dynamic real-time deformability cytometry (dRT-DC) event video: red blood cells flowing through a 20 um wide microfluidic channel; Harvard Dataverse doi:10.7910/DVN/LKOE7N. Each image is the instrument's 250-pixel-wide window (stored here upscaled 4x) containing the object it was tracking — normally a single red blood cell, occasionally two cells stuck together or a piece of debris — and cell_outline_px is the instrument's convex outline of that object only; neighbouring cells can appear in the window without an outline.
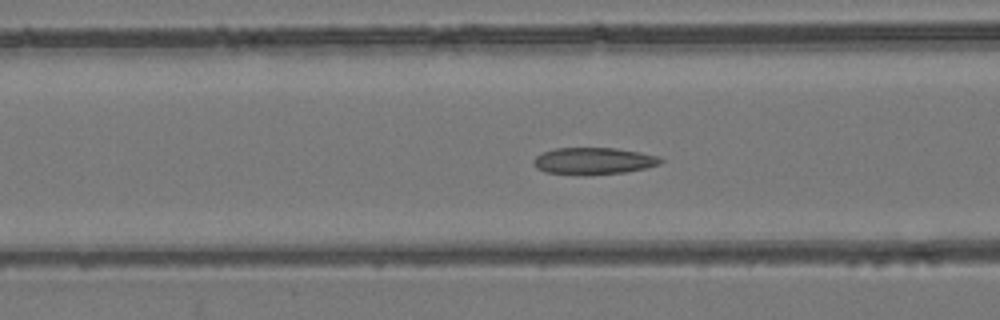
{"species": "common noctule bat (a hibernating species)", "species_latin": "Nyctalus noctula", "temperature_condition": "room temperature", "stored_images_in_passage": 41, "camera_frame_rate_fps": 3000, "um_per_image_px": 0.085, "animal": {"sex": "female", "body_mass_g": 24.6, "forearm_length_mm": 56.2}, "frame": {"image": 1, "passage_image": 6, "time_ms": 1.667, "image_size_px": [1000, 320], "cell_outline_px": [[664, 160], [660, 164], [644, 168], [624, 172], [584, 176], [544, 172], [536, 168], [532, 164], [532, 160], [536, 156], [544, 152], [556, 148], [616, 148], [640, 152], [660, 156]], "centroid_in_image_um": [50.43, 13.69], "position_along_channel_um": 116.2, "area_um2": 20.17}}
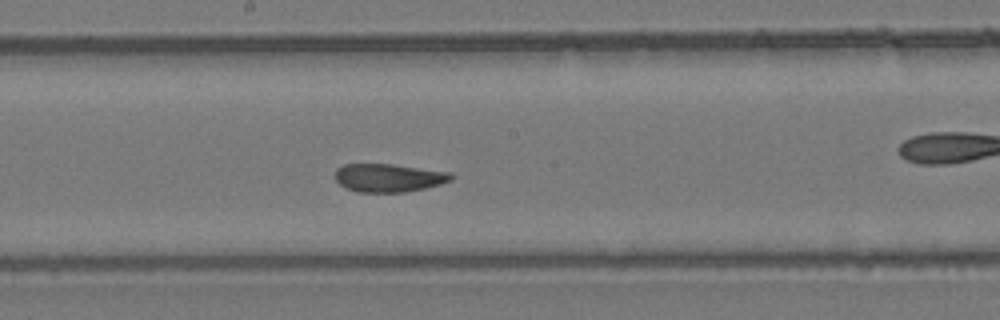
{"frame": {"image": 2, "passage_image": 14, "time_ms": 4.333, "image_size_px": [1000, 320], "cell_outline_px": [[452, 180], [440, 184], [424, 188], [404, 192], [356, 192], [344, 188], [336, 180], [336, 168], [344, 164], [392, 164], [452, 172]], "centroid_in_image_um": [33.02, 15.11], "position_along_channel_um": 215.2, "area_um2": 19.13}}
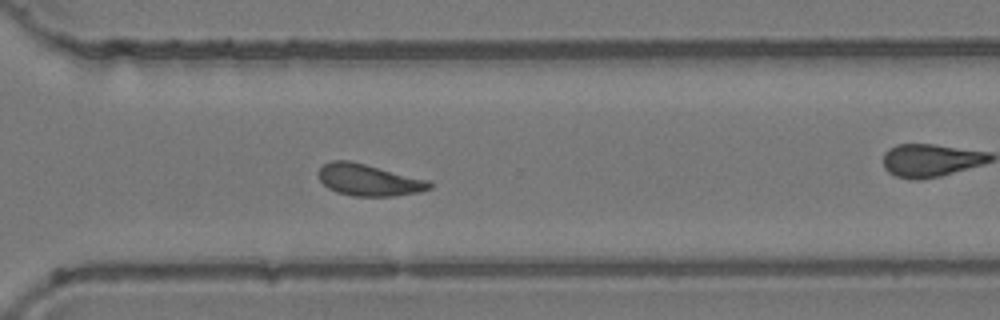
{"frame": {"image": 3, "passage_image": 24, "time_ms": 7.667, "image_size_px": [1000, 320], "cell_outline_px": [[432, 188], [420, 192], [396, 196], [352, 196], [336, 192], [328, 188], [320, 180], [320, 168], [324, 164], [332, 160], [348, 160], [428, 180], [432, 184]], "centroid_in_image_um": [31.35, 15.31], "position_along_channel_um": 339.2, "area_um2": 20.29}, "authors_computed_cell_mechanics": {"area_um2": 20.1722, "velocity_mm_per_s": 3.7192, "shape_relaxation_time_tau1_ms": null, "shape_relaxation_time_tau2_ms": 1.8329, "deformation_change_tau1": null, "deformation_change_tau2": 0.0826}}